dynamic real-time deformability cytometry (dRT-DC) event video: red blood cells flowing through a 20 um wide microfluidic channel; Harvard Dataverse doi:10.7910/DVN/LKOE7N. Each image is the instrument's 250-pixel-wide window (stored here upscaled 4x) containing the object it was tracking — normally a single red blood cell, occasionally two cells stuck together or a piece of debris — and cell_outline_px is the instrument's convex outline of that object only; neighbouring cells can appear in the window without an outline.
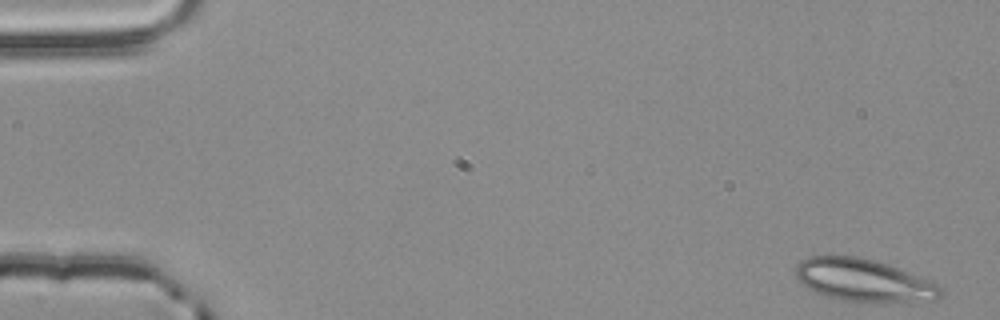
{"species": "common noctule bat (a hibernating species)", "species_latin": "Nyctalus noctula", "temperature_condition": "room temperature", "stored_images_in_passage": 5, "camera_frame_rate_fps": 3000, "um_per_image_px": 0.085, "animal": {"sex": "male", "body_mass_g": 20.4}, "frame": {"image": 1, "passage_image": 1, "time_ms": 0.0, "image_size_px": [1000, 320], "cell_outline_px": [[944, 296], [936, 300], [908, 304], [876, 304], [836, 300], [812, 292], [800, 284], [796, 276], [796, 264], [800, 260], [808, 256], [856, 256], [888, 264], [936, 284], [944, 292]], "centroid_in_image_um": [73.41, 23.89], "position_along_channel_um": 11.6, "area_um2": 37.22}}